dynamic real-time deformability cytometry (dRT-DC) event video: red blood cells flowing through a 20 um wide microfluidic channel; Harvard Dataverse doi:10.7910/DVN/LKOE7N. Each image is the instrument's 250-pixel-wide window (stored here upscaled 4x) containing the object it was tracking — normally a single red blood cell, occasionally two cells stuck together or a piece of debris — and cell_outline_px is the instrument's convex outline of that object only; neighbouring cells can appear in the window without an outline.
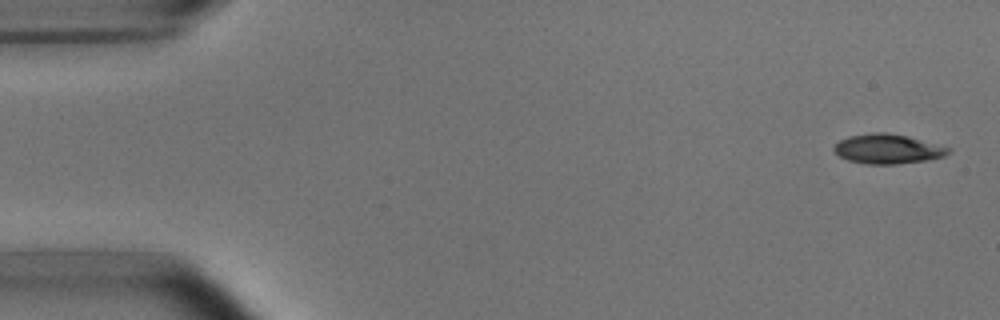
{"species": "common noctule bat (a hibernating species)", "species_latin": "Nyctalus noctula", "temperature_condition": "room temperature", "stored_images_in_passage": 5, "camera_frame_rate_fps": 3000, "um_per_image_px": 0.085, "animal": {"sex": "male", "body_mass_g": 15.6}, "frame": {"image": 1, "passage_image": 1, "time_ms": 0.0, "image_size_px": [1000, 320], "cell_outline_px": [[952, 148], [944, 156], [928, 160], [896, 164], [868, 164], [848, 160], [840, 156], [832, 148], [840, 140], [848, 136], [872, 132], [884, 132], [908, 136]], "centroid_in_image_um": [75.46, 12.65], "position_along_channel_um": 9.5, "area_um2": 19.65}}
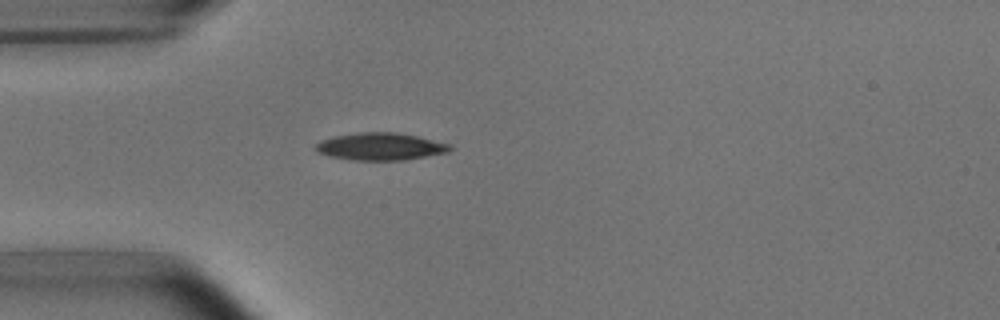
{"frame": {"image": 2, "passage_image": 5, "time_ms": 4.333, "image_size_px": [1000, 320], "cell_outline_px": [[452, 148], [448, 152], [404, 160], [352, 160], [332, 156], [320, 152], [316, 148], [316, 144], [324, 140], [336, 136], [360, 132], [396, 132], [416, 136], [452, 144]], "centroid_in_image_um": [32.41, 12.45], "position_along_channel_um": 52.6, "area_um2": 21.04}}